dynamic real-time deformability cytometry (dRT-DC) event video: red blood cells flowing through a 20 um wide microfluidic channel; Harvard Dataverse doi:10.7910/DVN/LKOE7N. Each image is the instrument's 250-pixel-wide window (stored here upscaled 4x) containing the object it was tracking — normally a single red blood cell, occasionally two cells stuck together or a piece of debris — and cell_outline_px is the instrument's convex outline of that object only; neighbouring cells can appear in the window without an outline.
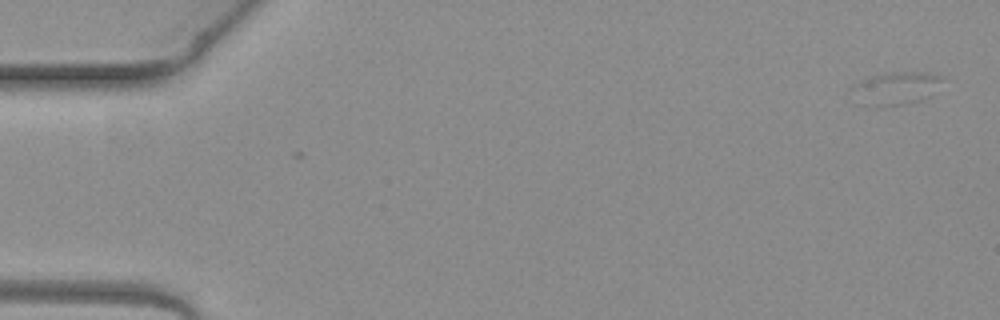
{"species": "common noctule bat (a hibernating species)", "species_latin": "Nyctalus noctula", "temperature_condition": "warm", "stored_images_in_passage": 3, "camera_frame_rate_fps": 3000, "um_per_image_px": 0.085, "animal": {"sex": "female", "body_mass_g": 19.3, "forearm_length_mm": 54.1}, "frame": {"image": 1, "passage_image": 1, "time_ms": 0.0, "image_size_px": [1000, 320], "cell_outline_px": [[944, 80], [932, 96], [920, 100], [904, 104], [872, 104], [852, 88], [852, 84], [868, 76], [892, 72], [928, 72], [944, 76]], "centroid_in_image_um": [76.35, 7.41], "position_along_channel_um": 8.6, "area_um2": 16.47}}